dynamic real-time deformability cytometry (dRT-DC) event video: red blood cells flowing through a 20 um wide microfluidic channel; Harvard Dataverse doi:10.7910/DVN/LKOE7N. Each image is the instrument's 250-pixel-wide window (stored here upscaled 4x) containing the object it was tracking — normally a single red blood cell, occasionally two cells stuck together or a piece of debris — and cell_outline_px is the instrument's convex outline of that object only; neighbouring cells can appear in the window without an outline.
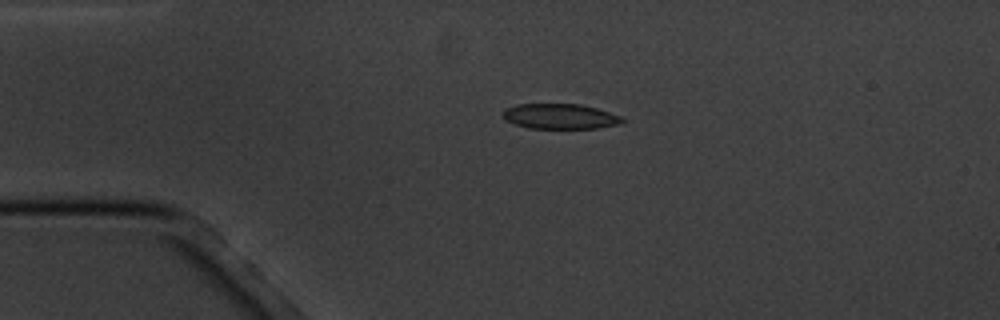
{"species": "common noctule bat (a hibernating species)", "species_latin": "Nyctalus noctula", "temperature_condition": "cold", "stored_images_in_passage": 4, "camera_frame_rate_fps": 3000, "um_per_image_px": 0.085, "animal": {"sex": "male", "body_mass_g": 20.1, "forearm_length_mm": 53.5}, "frame": {"image": 1, "passage_image": 3, "time_ms": 3.333, "image_size_px": [1000, 320], "cell_outline_px": [[624, 120], [620, 124], [596, 128], [528, 128], [504, 120], [500, 112], [504, 108], [516, 104], [580, 104], [596, 108], [620, 116]], "centroid_in_image_um": [47.53, 9.88], "position_along_channel_um": 37.5, "area_um2": 17.57}}